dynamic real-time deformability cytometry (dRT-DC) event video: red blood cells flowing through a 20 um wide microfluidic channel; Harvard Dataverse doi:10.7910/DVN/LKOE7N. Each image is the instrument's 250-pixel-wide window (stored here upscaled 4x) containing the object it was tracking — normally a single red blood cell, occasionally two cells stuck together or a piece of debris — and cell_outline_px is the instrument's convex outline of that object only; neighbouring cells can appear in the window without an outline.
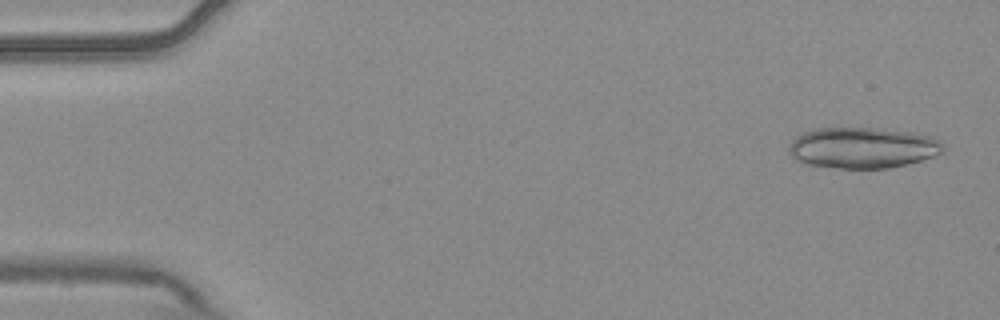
{"species": "common noctule bat (a hibernating species)", "species_latin": "Nyctalus noctula", "temperature_condition": "warm", "stored_images_in_passage": 7, "camera_frame_rate_fps": 3000, "um_per_image_px": 0.085, "animal": {"sex": "male", "body_mass_g": 20.4}, "frame": {"image": 1, "passage_image": 1, "time_ms": 0.0, "image_size_px": [1000, 320], "cell_outline_px": [[944, 152], [936, 156], [908, 164], [888, 168], [840, 168], [804, 164], [796, 160], [788, 152], [788, 144], [796, 136], [804, 132], [816, 128], [876, 128], [908, 132], [928, 136], [936, 140], [944, 148]], "centroid_in_image_um": [73.27, 12.57], "position_along_channel_um": 11.7, "area_um2": 36.76}}